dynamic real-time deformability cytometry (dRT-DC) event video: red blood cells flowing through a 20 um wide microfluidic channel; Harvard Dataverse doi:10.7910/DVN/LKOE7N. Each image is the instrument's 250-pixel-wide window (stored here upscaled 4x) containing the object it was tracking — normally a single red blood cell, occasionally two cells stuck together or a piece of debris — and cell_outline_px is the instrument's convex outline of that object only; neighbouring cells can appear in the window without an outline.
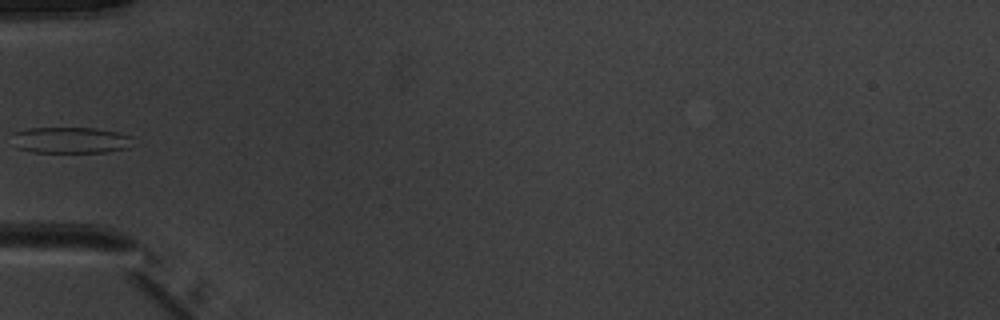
{"species": "common noctule bat (a hibernating species)", "species_latin": "Nyctalus noctula", "temperature_condition": "warm", "stored_images_in_passage": 35, "camera_frame_rate_fps": 3000, "um_per_image_px": 0.085, "animal": {"sex": "male", "body_mass_g": 20.1, "forearm_length_mm": 53.5}, "frame": {"image": 1, "passage_image": 1, "time_ms": 0.0, "image_size_px": [1000, 320], "cell_outline_px": [[132, 136], [128, 148], [104, 152], [32, 152], [16, 148], [12, 132], [28, 128], [96, 128], [120, 132]], "centroid_in_image_um": [5.98, 11.9], "position_along_channel_um": 79.0, "area_um2": 18.5}}
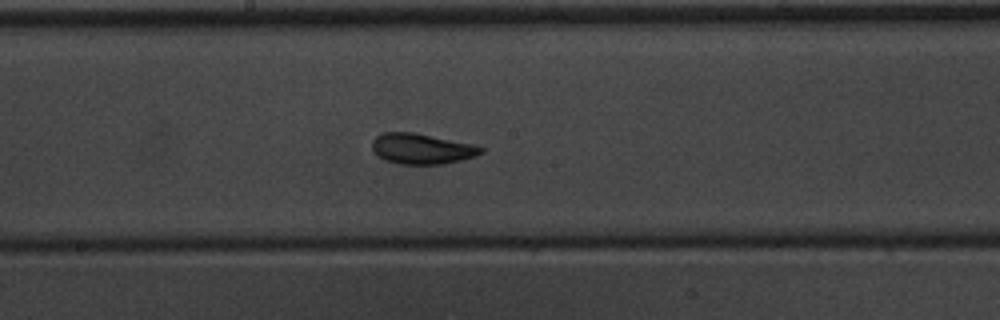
{"frame": {"image": 2, "passage_image": 11, "time_ms": 3.333, "image_size_px": [1000, 320], "cell_outline_px": [[484, 152], [476, 156], [444, 164], [400, 164], [384, 160], [372, 152], [372, 140], [376, 136], [384, 132], [416, 132], [472, 144], [484, 148]], "centroid_in_image_um": [35.82, 12.64], "position_along_channel_um": 212.4, "area_um2": 19.54}}
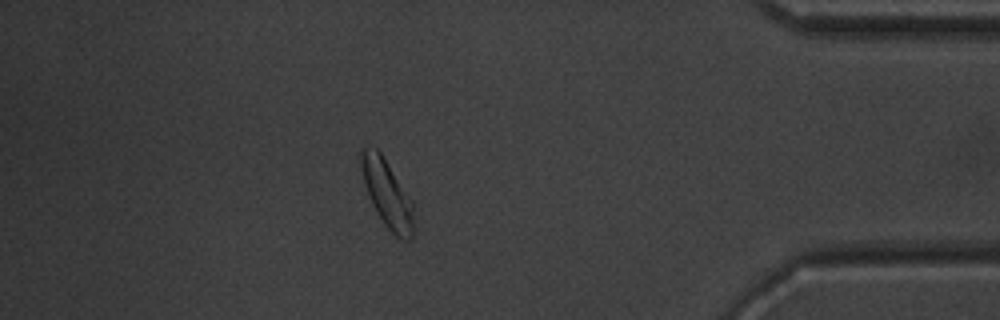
{"frame": {"image": 3, "passage_image": 28, "time_ms": 9.0, "image_size_px": [1000, 320], "cell_outline_px": [[412, 240], [404, 240], [396, 236], [384, 224], [372, 204], [368, 196], [364, 184], [360, 164], [360, 148], [376, 148], [380, 152], [412, 200]], "centroid_in_image_um": [32.88, 16.45], "position_along_channel_um": 402.3, "area_um2": 20.29}}